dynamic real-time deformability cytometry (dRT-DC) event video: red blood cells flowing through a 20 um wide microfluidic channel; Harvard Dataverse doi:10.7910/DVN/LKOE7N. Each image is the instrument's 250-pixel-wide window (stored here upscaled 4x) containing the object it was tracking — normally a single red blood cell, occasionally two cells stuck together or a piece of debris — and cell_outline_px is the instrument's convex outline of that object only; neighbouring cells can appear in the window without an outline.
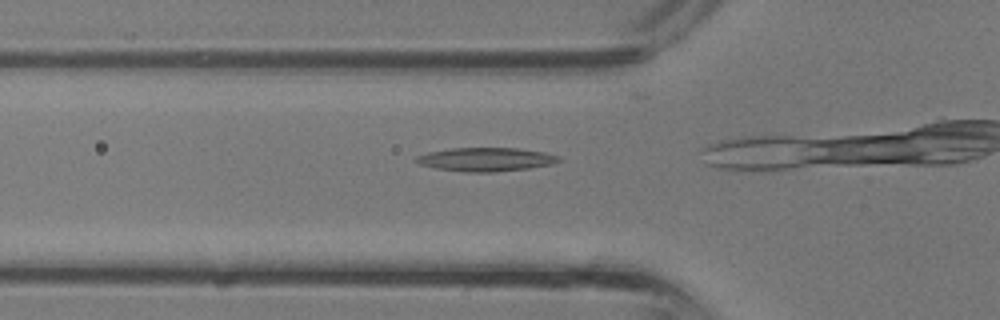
{"species": "common noctule bat (a hibernating species)", "species_latin": "Nyctalus noctula", "temperature_condition": "room temperature", "stored_images_in_passage": 5, "camera_frame_rate_fps": 3000, "um_per_image_px": 0.085, "animal": {"sex": "male", "body_mass_g": 13.3}, "frame": {"image": 1, "passage_image": 2, "time_ms": 0.333, "image_size_px": [1000, 320], "cell_outline_px": [[560, 160], [552, 164], [528, 168], [496, 172], [464, 172], [436, 168], [420, 164], [412, 160], [416, 156], [428, 152], [452, 148], [520, 148], [544, 152], [560, 156]], "centroid_in_image_um": [41.28, 13.55], "position_along_channel_um": 84.5, "area_um2": 19.71}}